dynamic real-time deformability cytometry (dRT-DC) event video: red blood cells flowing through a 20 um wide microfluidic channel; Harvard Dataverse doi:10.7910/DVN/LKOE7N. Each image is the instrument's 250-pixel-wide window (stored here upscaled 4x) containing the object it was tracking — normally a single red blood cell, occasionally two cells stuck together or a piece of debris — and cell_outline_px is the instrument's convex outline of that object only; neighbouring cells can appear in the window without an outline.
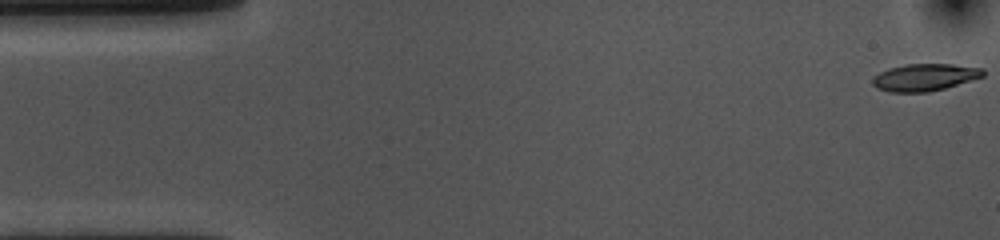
{"species": "common noctule bat (a hibernating species)", "species_latin": "Nyctalus noctula", "temperature_condition": "cold", "stored_images_in_passage": 55, "camera_frame_rate_fps": 3000, "um_per_image_px": 0.085, "animal": {"sex": "female", "body_mass_g": 10.0, "forearm_length_mm": 53.1}, "frame": {"image": 1, "passage_image": 1, "time_ms": 0.0, "image_size_px": [1000, 240], "cell_outline_px": [[984, 76], [944, 88], [928, 92], [888, 92], [876, 88], [872, 84], [872, 76], [888, 68], [904, 64], [952, 64], [984, 68]], "centroid_in_image_um": [78.55, 6.56], "position_along_channel_um": 6.4, "area_um2": 17.57}}
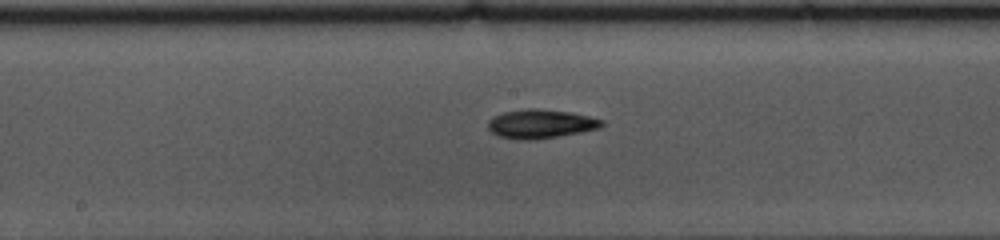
{"frame": {"image": 2, "passage_image": 27, "time_ms": 8.667, "image_size_px": [1000, 240], "cell_outline_px": [[604, 124], [600, 128], [580, 132], [556, 136], [528, 140], [500, 136], [492, 132], [488, 128], [488, 120], [492, 116], [504, 112], [528, 108], [536, 108], [572, 112], [604, 120]], "centroid_in_image_um": [45.96, 10.5], "position_along_channel_um": 202.2, "area_um2": 18.96}}
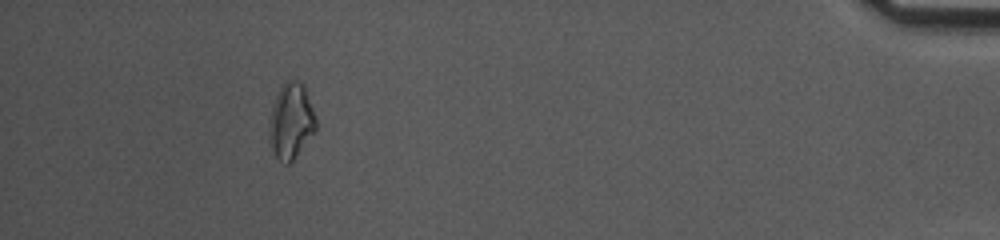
{"frame": {"image": 3, "passage_image": 50, "time_ms": 16.333, "image_size_px": [1000, 240], "cell_outline_px": [[316, 132], [292, 160], [288, 164], [284, 164], [276, 156], [268, 140], [268, 128], [272, 108], [276, 96], [284, 80], [292, 80], [304, 84], [316, 120]], "centroid_in_image_um": [24.73, 10.3], "position_along_channel_um": 410.5, "area_um2": 20.52}, "authors_computed_cell_mechanics": {"area_um2": 18.1492, "velocity_mm_per_s": 3.5778, "shape_relaxation_time_tau1_ms": 4.3269, "shape_relaxation_time_tau2_ms": null, "deformation_change_tau1": 0.1481, "deformation_change_tau2": null}}